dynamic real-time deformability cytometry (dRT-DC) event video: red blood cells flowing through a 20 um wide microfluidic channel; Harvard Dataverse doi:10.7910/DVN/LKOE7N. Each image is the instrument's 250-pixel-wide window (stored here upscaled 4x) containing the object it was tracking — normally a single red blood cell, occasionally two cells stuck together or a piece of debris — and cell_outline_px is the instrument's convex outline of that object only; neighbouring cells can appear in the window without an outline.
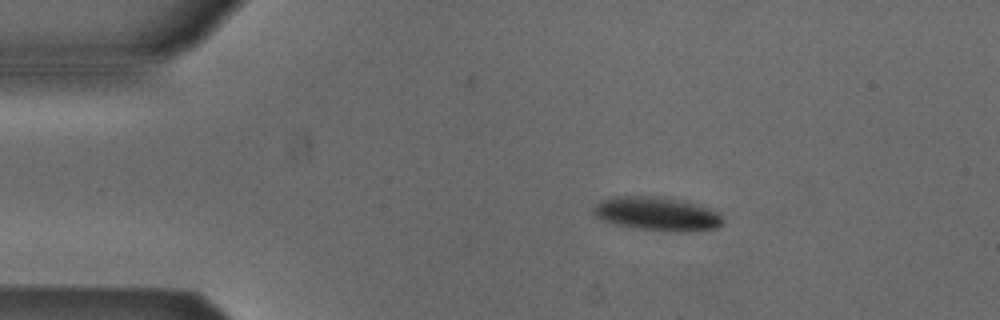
{"species": "Egyptian fruit bat (a non-hibernating species)", "species_latin": "Rousettus aegyptiacus", "temperature_condition": "cold", "stored_images_in_passage": 45, "camera_frame_rate_fps": 3000, "um_per_image_px": 0.085, "animal": {"sex": "male"}, "frame": {"image": 1, "passage_image": 2, "time_ms": 0.333, "image_size_px": [1000, 320], "cell_outline_px": [[724, 220], [716, 228], [680, 232], [640, 228], [616, 224], [600, 220], [592, 212], [592, 208], [600, 200], [612, 196], [656, 196], [684, 200], [712, 208], [720, 212]], "centroid_in_image_um": [55.85, 18.15], "position_along_channel_um": 29.1, "area_um2": 25.61}}
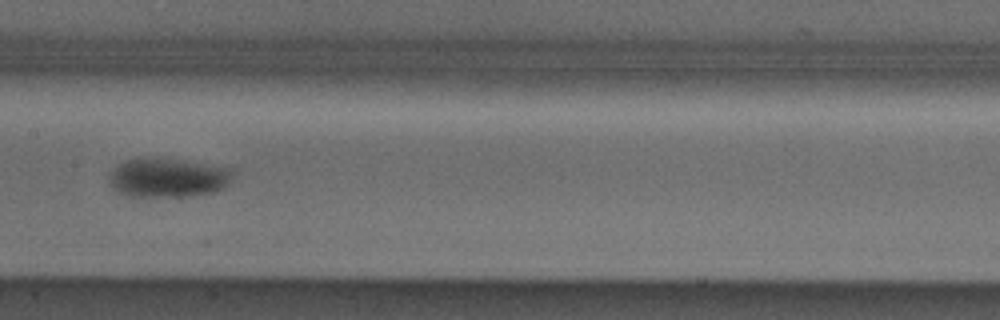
{"frame": {"image": 2, "passage_image": 19, "time_ms": 6.0, "image_size_px": [1000, 320], "cell_outline_px": [[228, 184], [224, 188], [212, 192], [192, 196], [132, 196], [116, 192], [112, 188], [108, 180], [108, 176], [116, 164], [124, 160], [144, 156], [156, 156], [228, 168]], "centroid_in_image_um": [14.12, 15.08], "position_along_channel_um": 193.3, "area_um2": 28.26}}
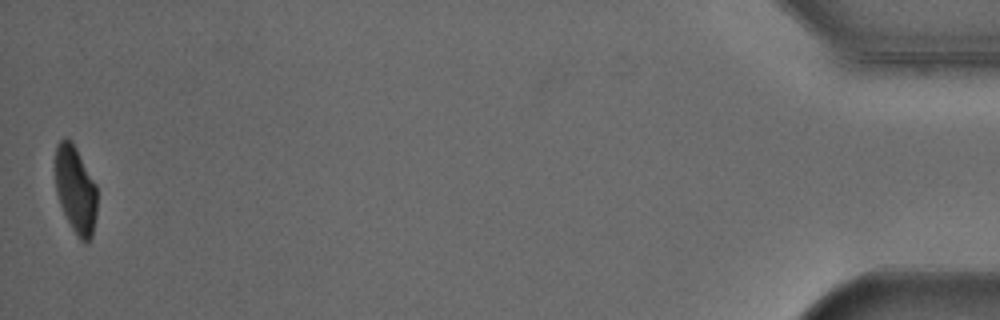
{"frame": {"image": 3, "passage_image": 45, "time_ms": 14.667, "image_size_px": [1000, 320], "cell_outline_px": [[96, 216], [92, 236], [88, 244], [84, 244], [80, 240], [72, 228], [60, 204], [56, 192], [56, 144], [64, 136], [76, 148], [96, 184]], "centroid_in_image_um": [6.43, 16.16], "position_along_channel_um": 428.8, "area_um2": 21.1}, "authors_computed_cell_mechanics": {"area_um2": 25.8944, "velocity_mm_per_s": 3.8617, "shape_relaxation_time_tau1_ms": 2.1894, "shape_relaxation_time_tau2_ms": null, "deformation_change_tau1": 0.1124, "deformation_change_tau2": null}}